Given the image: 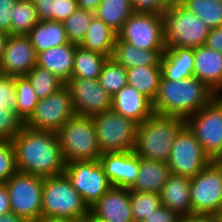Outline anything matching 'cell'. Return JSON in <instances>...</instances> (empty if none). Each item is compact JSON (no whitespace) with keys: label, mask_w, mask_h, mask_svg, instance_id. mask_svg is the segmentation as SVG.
Wrapping results in <instances>:
<instances>
[{"label":"cell","mask_w":222,"mask_h":222,"mask_svg":"<svg viewBox=\"0 0 222 222\" xmlns=\"http://www.w3.org/2000/svg\"><path fill=\"white\" fill-rule=\"evenodd\" d=\"M217 94L206 84L191 77L172 81L160 79L158 92L152 102L154 114L186 119L206 106Z\"/></svg>","instance_id":"cell-2"},{"label":"cell","mask_w":222,"mask_h":222,"mask_svg":"<svg viewBox=\"0 0 222 222\" xmlns=\"http://www.w3.org/2000/svg\"><path fill=\"white\" fill-rule=\"evenodd\" d=\"M217 215H218V217H219L220 222H222V211L219 212Z\"/></svg>","instance_id":"cell-55"},{"label":"cell","mask_w":222,"mask_h":222,"mask_svg":"<svg viewBox=\"0 0 222 222\" xmlns=\"http://www.w3.org/2000/svg\"><path fill=\"white\" fill-rule=\"evenodd\" d=\"M65 87L77 115L93 116L111 109L112 97L101 87L98 79L70 78Z\"/></svg>","instance_id":"cell-15"},{"label":"cell","mask_w":222,"mask_h":222,"mask_svg":"<svg viewBox=\"0 0 222 222\" xmlns=\"http://www.w3.org/2000/svg\"><path fill=\"white\" fill-rule=\"evenodd\" d=\"M133 13L131 0H101L95 16L118 33Z\"/></svg>","instance_id":"cell-30"},{"label":"cell","mask_w":222,"mask_h":222,"mask_svg":"<svg viewBox=\"0 0 222 222\" xmlns=\"http://www.w3.org/2000/svg\"><path fill=\"white\" fill-rule=\"evenodd\" d=\"M74 115L71 96L64 86L59 91L39 99L25 126L34 130L57 132Z\"/></svg>","instance_id":"cell-14"},{"label":"cell","mask_w":222,"mask_h":222,"mask_svg":"<svg viewBox=\"0 0 222 222\" xmlns=\"http://www.w3.org/2000/svg\"><path fill=\"white\" fill-rule=\"evenodd\" d=\"M118 38L137 49L165 50L164 20L162 14L134 12L118 32Z\"/></svg>","instance_id":"cell-11"},{"label":"cell","mask_w":222,"mask_h":222,"mask_svg":"<svg viewBox=\"0 0 222 222\" xmlns=\"http://www.w3.org/2000/svg\"><path fill=\"white\" fill-rule=\"evenodd\" d=\"M164 51L137 49L117 37L111 58L126 70L137 66H161Z\"/></svg>","instance_id":"cell-25"},{"label":"cell","mask_w":222,"mask_h":222,"mask_svg":"<svg viewBox=\"0 0 222 222\" xmlns=\"http://www.w3.org/2000/svg\"><path fill=\"white\" fill-rule=\"evenodd\" d=\"M37 65V54L27 35H9L0 62V74L25 76Z\"/></svg>","instance_id":"cell-16"},{"label":"cell","mask_w":222,"mask_h":222,"mask_svg":"<svg viewBox=\"0 0 222 222\" xmlns=\"http://www.w3.org/2000/svg\"><path fill=\"white\" fill-rule=\"evenodd\" d=\"M184 126V118L153 114L138 124L133 152L141 158L167 162L175 137Z\"/></svg>","instance_id":"cell-3"},{"label":"cell","mask_w":222,"mask_h":222,"mask_svg":"<svg viewBox=\"0 0 222 222\" xmlns=\"http://www.w3.org/2000/svg\"><path fill=\"white\" fill-rule=\"evenodd\" d=\"M194 48H166L161 57L162 76L179 81L194 76Z\"/></svg>","instance_id":"cell-22"},{"label":"cell","mask_w":222,"mask_h":222,"mask_svg":"<svg viewBox=\"0 0 222 222\" xmlns=\"http://www.w3.org/2000/svg\"><path fill=\"white\" fill-rule=\"evenodd\" d=\"M205 45L222 54V25L210 30Z\"/></svg>","instance_id":"cell-45"},{"label":"cell","mask_w":222,"mask_h":222,"mask_svg":"<svg viewBox=\"0 0 222 222\" xmlns=\"http://www.w3.org/2000/svg\"><path fill=\"white\" fill-rule=\"evenodd\" d=\"M65 163L98 160L101 151L92 116L75 114L57 131Z\"/></svg>","instance_id":"cell-5"},{"label":"cell","mask_w":222,"mask_h":222,"mask_svg":"<svg viewBox=\"0 0 222 222\" xmlns=\"http://www.w3.org/2000/svg\"><path fill=\"white\" fill-rule=\"evenodd\" d=\"M76 44L68 43L37 54V66L49 70L63 82L72 77Z\"/></svg>","instance_id":"cell-23"},{"label":"cell","mask_w":222,"mask_h":222,"mask_svg":"<svg viewBox=\"0 0 222 222\" xmlns=\"http://www.w3.org/2000/svg\"><path fill=\"white\" fill-rule=\"evenodd\" d=\"M95 13L82 8H77L64 22V29L70 43L79 45L89 28Z\"/></svg>","instance_id":"cell-38"},{"label":"cell","mask_w":222,"mask_h":222,"mask_svg":"<svg viewBox=\"0 0 222 222\" xmlns=\"http://www.w3.org/2000/svg\"><path fill=\"white\" fill-rule=\"evenodd\" d=\"M111 108L138 124L154 114L152 101L129 85L112 97Z\"/></svg>","instance_id":"cell-20"},{"label":"cell","mask_w":222,"mask_h":222,"mask_svg":"<svg viewBox=\"0 0 222 222\" xmlns=\"http://www.w3.org/2000/svg\"><path fill=\"white\" fill-rule=\"evenodd\" d=\"M89 208L65 174L44 177L42 217H71L85 220Z\"/></svg>","instance_id":"cell-6"},{"label":"cell","mask_w":222,"mask_h":222,"mask_svg":"<svg viewBox=\"0 0 222 222\" xmlns=\"http://www.w3.org/2000/svg\"><path fill=\"white\" fill-rule=\"evenodd\" d=\"M36 54L60 45L70 43L63 22L39 21L27 34Z\"/></svg>","instance_id":"cell-26"},{"label":"cell","mask_w":222,"mask_h":222,"mask_svg":"<svg viewBox=\"0 0 222 222\" xmlns=\"http://www.w3.org/2000/svg\"><path fill=\"white\" fill-rule=\"evenodd\" d=\"M127 80V70L112 58H108L98 78L101 87L113 97L127 85Z\"/></svg>","instance_id":"cell-35"},{"label":"cell","mask_w":222,"mask_h":222,"mask_svg":"<svg viewBox=\"0 0 222 222\" xmlns=\"http://www.w3.org/2000/svg\"><path fill=\"white\" fill-rule=\"evenodd\" d=\"M64 174L88 208L112 187L99 160L66 163Z\"/></svg>","instance_id":"cell-12"},{"label":"cell","mask_w":222,"mask_h":222,"mask_svg":"<svg viewBox=\"0 0 222 222\" xmlns=\"http://www.w3.org/2000/svg\"><path fill=\"white\" fill-rule=\"evenodd\" d=\"M179 222H220L218 215L211 213H190L181 216Z\"/></svg>","instance_id":"cell-46"},{"label":"cell","mask_w":222,"mask_h":222,"mask_svg":"<svg viewBox=\"0 0 222 222\" xmlns=\"http://www.w3.org/2000/svg\"><path fill=\"white\" fill-rule=\"evenodd\" d=\"M85 220H80L71 217H42L38 222H84Z\"/></svg>","instance_id":"cell-49"},{"label":"cell","mask_w":222,"mask_h":222,"mask_svg":"<svg viewBox=\"0 0 222 222\" xmlns=\"http://www.w3.org/2000/svg\"><path fill=\"white\" fill-rule=\"evenodd\" d=\"M39 22L35 4L17 0L11 13V35H27Z\"/></svg>","instance_id":"cell-31"},{"label":"cell","mask_w":222,"mask_h":222,"mask_svg":"<svg viewBox=\"0 0 222 222\" xmlns=\"http://www.w3.org/2000/svg\"><path fill=\"white\" fill-rule=\"evenodd\" d=\"M112 186L130 189L138 176L139 155L129 152H105L99 157Z\"/></svg>","instance_id":"cell-17"},{"label":"cell","mask_w":222,"mask_h":222,"mask_svg":"<svg viewBox=\"0 0 222 222\" xmlns=\"http://www.w3.org/2000/svg\"><path fill=\"white\" fill-rule=\"evenodd\" d=\"M44 177L17 171L6 182L11 212L25 222L42 218V191Z\"/></svg>","instance_id":"cell-9"},{"label":"cell","mask_w":222,"mask_h":222,"mask_svg":"<svg viewBox=\"0 0 222 222\" xmlns=\"http://www.w3.org/2000/svg\"><path fill=\"white\" fill-rule=\"evenodd\" d=\"M31 82L35 95L38 99H43L65 86L59 77L39 66H35L25 75Z\"/></svg>","instance_id":"cell-33"},{"label":"cell","mask_w":222,"mask_h":222,"mask_svg":"<svg viewBox=\"0 0 222 222\" xmlns=\"http://www.w3.org/2000/svg\"><path fill=\"white\" fill-rule=\"evenodd\" d=\"M16 108L14 109L24 123L33 114L39 101L26 76H15Z\"/></svg>","instance_id":"cell-34"},{"label":"cell","mask_w":222,"mask_h":222,"mask_svg":"<svg viewBox=\"0 0 222 222\" xmlns=\"http://www.w3.org/2000/svg\"><path fill=\"white\" fill-rule=\"evenodd\" d=\"M182 0H165L167 4H175V3H180Z\"/></svg>","instance_id":"cell-54"},{"label":"cell","mask_w":222,"mask_h":222,"mask_svg":"<svg viewBox=\"0 0 222 222\" xmlns=\"http://www.w3.org/2000/svg\"><path fill=\"white\" fill-rule=\"evenodd\" d=\"M9 34L0 31V62L2 59L3 51L5 49V44L8 39Z\"/></svg>","instance_id":"cell-51"},{"label":"cell","mask_w":222,"mask_h":222,"mask_svg":"<svg viewBox=\"0 0 222 222\" xmlns=\"http://www.w3.org/2000/svg\"><path fill=\"white\" fill-rule=\"evenodd\" d=\"M0 222H25L21 217L13 212L0 215Z\"/></svg>","instance_id":"cell-50"},{"label":"cell","mask_w":222,"mask_h":222,"mask_svg":"<svg viewBox=\"0 0 222 222\" xmlns=\"http://www.w3.org/2000/svg\"><path fill=\"white\" fill-rule=\"evenodd\" d=\"M180 4L203 20L210 29L222 25V0H182Z\"/></svg>","instance_id":"cell-32"},{"label":"cell","mask_w":222,"mask_h":222,"mask_svg":"<svg viewBox=\"0 0 222 222\" xmlns=\"http://www.w3.org/2000/svg\"><path fill=\"white\" fill-rule=\"evenodd\" d=\"M17 0H0V31L11 35V13Z\"/></svg>","instance_id":"cell-43"},{"label":"cell","mask_w":222,"mask_h":222,"mask_svg":"<svg viewBox=\"0 0 222 222\" xmlns=\"http://www.w3.org/2000/svg\"><path fill=\"white\" fill-rule=\"evenodd\" d=\"M192 213L222 211V161H212L190 178Z\"/></svg>","instance_id":"cell-10"},{"label":"cell","mask_w":222,"mask_h":222,"mask_svg":"<svg viewBox=\"0 0 222 222\" xmlns=\"http://www.w3.org/2000/svg\"><path fill=\"white\" fill-rule=\"evenodd\" d=\"M133 222H143L162 205L160 194L129 190Z\"/></svg>","instance_id":"cell-37"},{"label":"cell","mask_w":222,"mask_h":222,"mask_svg":"<svg viewBox=\"0 0 222 222\" xmlns=\"http://www.w3.org/2000/svg\"><path fill=\"white\" fill-rule=\"evenodd\" d=\"M101 153L129 152L134 149L137 126L112 108L92 116Z\"/></svg>","instance_id":"cell-8"},{"label":"cell","mask_w":222,"mask_h":222,"mask_svg":"<svg viewBox=\"0 0 222 222\" xmlns=\"http://www.w3.org/2000/svg\"><path fill=\"white\" fill-rule=\"evenodd\" d=\"M108 57L77 45L74 53V67L71 78L96 80L99 78Z\"/></svg>","instance_id":"cell-29"},{"label":"cell","mask_w":222,"mask_h":222,"mask_svg":"<svg viewBox=\"0 0 222 222\" xmlns=\"http://www.w3.org/2000/svg\"><path fill=\"white\" fill-rule=\"evenodd\" d=\"M185 125L212 161H222V95L187 117Z\"/></svg>","instance_id":"cell-7"},{"label":"cell","mask_w":222,"mask_h":222,"mask_svg":"<svg viewBox=\"0 0 222 222\" xmlns=\"http://www.w3.org/2000/svg\"><path fill=\"white\" fill-rule=\"evenodd\" d=\"M212 160L185 125L176 135L167 165L171 174L194 177Z\"/></svg>","instance_id":"cell-13"},{"label":"cell","mask_w":222,"mask_h":222,"mask_svg":"<svg viewBox=\"0 0 222 222\" xmlns=\"http://www.w3.org/2000/svg\"><path fill=\"white\" fill-rule=\"evenodd\" d=\"M39 21L64 22L79 7L77 0H52L48 3H34Z\"/></svg>","instance_id":"cell-36"},{"label":"cell","mask_w":222,"mask_h":222,"mask_svg":"<svg viewBox=\"0 0 222 222\" xmlns=\"http://www.w3.org/2000/svg\"><path fill=\"white\" fill-rule=\"evenodd\" d=\"M0 107L16 108L14 77L0 74Z\"/></svg>","instance_id":"cell-41"},{"label":"cell","mask_w":222,"mask_h":222,"mask_svg":"<svg viewBox=\"0 0 222 222\" xmlns=\"http://www.w3.org/2000/svg\"><path fill=\"white\" fill-rule=\"evenodd\" d=\"M25 126L12 108L0 107V140H13Z\"/></svg>","instance_id":"cell-39"},{"label":"cell","mask_w":222,"mask_h":222,"mask_svg":"<svg viewBox=\"0 0 222 222\" xmlns=\"http://www.w3.org/2000/svg\"><path fill=\"white\" fill-rule=\"evenodd\" d=\"M79 8L95 13L101 0H77Z\"/></svg>","instance_id":"cell-48"},{"label":"cell","mask_w":222,"mask_h":222,"mask_svg":"<svg viewBox=\"0 0 222 222\" xmlns=\"http://www.w3.org/2000/svg\"><path fill=\"white\" fill-rule=\"evenodd\" d=\"M162 205L180 217L192 213L190 200V178L170 174L160 193Z\"/></svg>","instance_id":"cell-21"},{"label":"cell","mask_w":222,"mask_h":222,"mask_svg":"<svg viewBox=\"0 0 222 222\" xmlns=\"http://www.w3.org/2000/svg\"><path fill=\"white\" fill-rule=\"evenodd\" d=\"M17 171L13 142L0 140V183H5Z\"/></svg>","instance_id":"cell-40"},{"label":"cell","mask_w":222,"mask_h":222,"mask_svg":"<svg viewBox=\"0 0 222 222\" xmlns=\"http://www.w3.org/2000/svg\"><path fill=\"white\" fill-rule=\"evenodd\" d=\"M87 218L108 222H133L129 189L112 186L91 208Z\"/></svg>","instance_id":"cell-18"},{"label":"cell","mask_w":222,"mask_h":222,"mask_svg":"<svg viewBox=\"0 0 222 222\" xmlns=\"http://www.w3.org/2000/svg\"><path fill=\"white\" fill-rule=\"evenodd\" d=\"M162 15L167 48H196L205 45L211 29L180 3L168 4Z\"/></svg>","instance_id":"cell-4"},{"label":"cell","mask_w":222,"mask_h":222,"mask_svg":"<svg viewBox=\"0 0 222 222\" xmlns=\"http://www.w3.org/2000/svg\"><path fill=\"white\" fill-rule=\"evenodd\" d=\"M32 1L33 3H48V2H51L52 0H30Z\"/></svg>","instance_id":"cell-53"},{"label":"cell","mask_w":222,"mask_h":222,"mask_svg":"<svg viewBox=\"0 0 222 222\" xmlns=\"http://www.w3.org/2000/svg\"><path fill=\"white\" fill-rule=\"evenodd\" d=\"M194 77L222 95V54L206 45L194 48Z\"/></svg>","instance_id":"cell-19"},{"label":"cell","mask_w":222,"mask_h":222,"mask_svg":"<svg viewBox=\"0 0 222 222\" xmlns=\"http://www.w3.org/2000/svg\"><path fill=\"white\" fill-rule=\"evenodd\" d=\"M11 212L9 195L5 183H0V215Z\"/></svg>","instance_id":"cell-47"},{"label":"cell","mask_w":222,"mask_h":222,"mask_svg":"<svg viewBox=\"0 0 222 222\" xmlns=\"http://www.w3.org/2000/svg\"><path fill=\"white\" fill-rule=\"evenodd\" d=\"M117 37L116 31L94 16L83 41L79 45L86 50L111 58Z\"/></svg>","instance_id":"cell-27"},{"label":"cell","mask_w":222,"mask_h":222,"mask_svg":"<svg viewBox=\"0 0 222 222\" xmlns=\"http://www.w3.org/2000/svg\"><path fill=\"white\" fill-rule=\"evenodd\" d=\"M170 174L167 162L149 160L139 156L138 176L129 190L160 194Z\"/></svg>","instance_id":"cell-24"},{"label":"cell","mask_w":222,"mask_h":222,"mask_svg":"<svg viewBox=\"0 0 222 222\" xmlns=\"http://www.w3.org/2000/svg\"><path fill=\"white\" fill-rule=\"evenodd\" d=\"M134 12L163 14L168 4L165 0H131Z\"/></svg>","instance_id":"cell-42"},{"label":"cell","mask_w":222,"mask_h":222,"mask_svg":"<svg viewBox=\"0 0 222 222\" xmlns=\"http://www.w3.org/2000/svg\"><path fill=\"white\" fill-rule=\"evenodd\" d=\"M180 216L168 209L167 207L161 205L158 209L153 211L143 222H179Z\"/></svg>","instance_id":"cell-44"},{"label":"cell","mask_w":222,"mask_h":222,"mask_svg":"<svg viewBox=\"0 0 222 222\" xmlns=\"http://www.w3.org/2000/svg\"><path fill=\"white\" fill-rule=\"evenodd\" d=\"M87 222H108L99 218H86Z\"/></svg>","instance_id":"cell-52"},{"label":"cell","mask_w":222,"mask_h":222,"mask_svg":"<svg viewBox=\"0 0 222 222\" xmlns=\"http://www.w3.org/2000/svg\"><path fill=\"white\" fill-rule=\"evenodd\" d=\"M161 77V66H137L127 69V85L135 88L152 102L157 95Z\"/></svg>","instance_id":"cell-28"},{"label":"cell","mask_w":222,"mask_h":222,"mask_svg":"<svg viewBox=\"0 0 222 222\" xmlns=\"http://www.w3.org/2000/svg\"><path fill=\"white\" fill-rule=\"evenodd\" d=\"M12 142L19 172L42 177L64 174L66 163L57 132L24 126Z\"/></svg>","instance_id":"cell-1"}]
</instances>
